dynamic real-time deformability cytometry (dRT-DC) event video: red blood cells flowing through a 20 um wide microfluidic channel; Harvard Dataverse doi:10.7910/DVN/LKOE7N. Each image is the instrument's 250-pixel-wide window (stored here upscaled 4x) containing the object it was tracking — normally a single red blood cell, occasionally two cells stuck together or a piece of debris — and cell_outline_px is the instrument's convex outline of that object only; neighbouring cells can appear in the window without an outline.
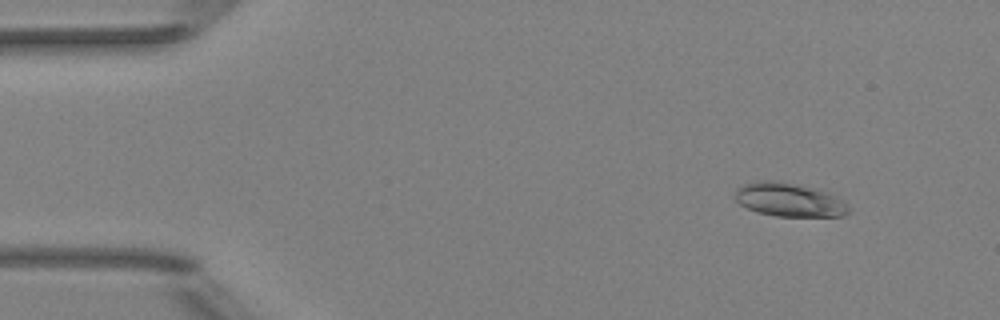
{"species": "Egyptian fruit bat (a non-hibernating species)", "species_latin": "Rousettus aegyptiacus", "temperature_condition": "room temperature", "stored_images_in_passage": 6, "camera_frame_rate_fps": 3000, "um_per_image_px": 0.085, "animal": {"sex": "female"}, "frame": {"image": 1, "passage_image": 2, "time_ms": 1.0, "image_size_px": [1000, 320], "cell_outline_px": [[852, 208], [844, 216], [776, 216], [756, 212], [740, 204], [732, 196], [736, 188], [744, 184], [756, 180], [780, 180], [828, 192], [836, 196], [848, 204]], "centroid_in_image_um": [67.06, 16.97], "position_along_channel_um": 17.9, "area_um2": 22.6}}